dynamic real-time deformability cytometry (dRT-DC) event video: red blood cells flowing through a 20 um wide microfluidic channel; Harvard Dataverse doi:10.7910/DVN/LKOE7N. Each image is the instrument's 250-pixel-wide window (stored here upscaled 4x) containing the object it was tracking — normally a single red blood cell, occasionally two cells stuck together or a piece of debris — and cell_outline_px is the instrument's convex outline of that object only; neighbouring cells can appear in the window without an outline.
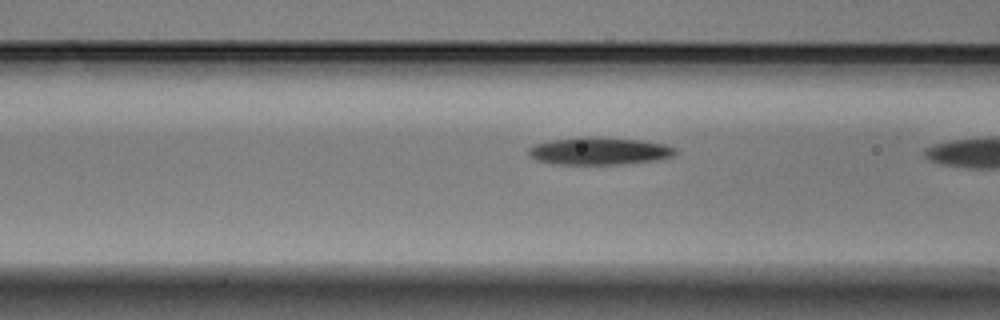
{"species": "Egyptian fruit bat (a non-hibernating species)", "species_latin": "Rousettus aegyptiacus", "temperature_condition": "warm", "stored_images_in_passage": 20, "camera_frame_rate_fps": 3000, "um_per_image_px": 0.085, "animal": {"sex": "male"}, "frame": {"image": 1, "passage_image": 19, "time_ms": 6.0, "image_size_px": [1000, 320], "cell_outline_px": [[680, 152], [672, 156], [660, 160], [624, 164], [552, 164], [536, 160], [528, 152], [528, 148], [536, 144], [552, 140], [580, 136], [596, 136], [640, 140], [664, 144], [676, 148]], "centroid_in_image_um": [50.98, 12.83], "position_along_channel_um": 115.6, "area_um2": 23.81}}